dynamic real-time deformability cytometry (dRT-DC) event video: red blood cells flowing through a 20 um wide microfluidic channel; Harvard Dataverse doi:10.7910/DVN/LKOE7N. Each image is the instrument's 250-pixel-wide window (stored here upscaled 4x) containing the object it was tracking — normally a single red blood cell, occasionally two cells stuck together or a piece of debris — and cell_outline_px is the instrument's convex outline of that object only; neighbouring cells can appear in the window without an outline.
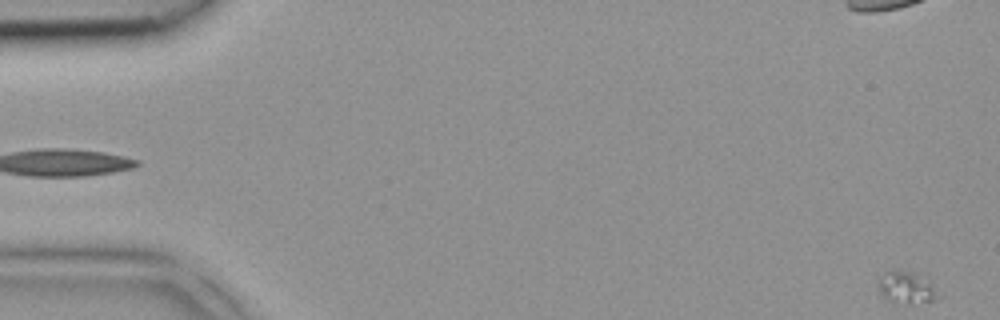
{"species": "common noctule bat (a hibernating species)", "species_latin": "Nyctalus noctula", "temperature_condition": "room temperature", "stored_images_in_passage": 5, "segment_of_instrument_passage": [2, 2], "camera_frame_rate_fps": 3000, "um_per_image_px": 0.085, "animal": {"sex": "female", "body_mass_g": 18.4}, "frame": {"image": 1, "passage_image": 5, "time_ms": 1.333, "image_size_px": [1000, 320], "cell_outline_px": [[940, 296], [932, 300], [912, 304], [908, 304], [888, 300], [880, 292], [880, 276], [884, 272], [908, 272], [916, 276], [928, 284]], "centroid_in_image_um": [76.99, 24.5], "position_along_channel_um": 8.0, "area_um2": 10.06}}